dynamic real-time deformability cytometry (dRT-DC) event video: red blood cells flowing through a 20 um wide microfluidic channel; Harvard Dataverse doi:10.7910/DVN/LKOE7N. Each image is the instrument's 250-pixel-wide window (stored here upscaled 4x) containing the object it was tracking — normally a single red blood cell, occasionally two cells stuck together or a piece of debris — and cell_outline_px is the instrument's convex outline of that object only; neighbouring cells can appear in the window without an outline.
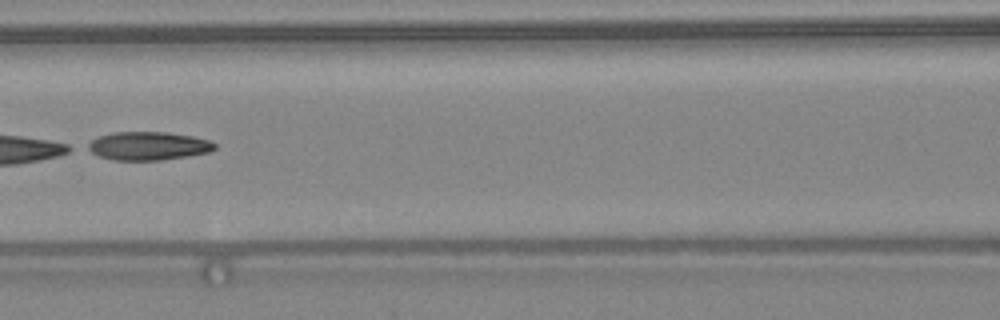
{"species": "common noctule bat (a hibernating species)", "species_latin": "Nyctalus noctula", "temperature_condition": "warm", "stored_images_in_passage": 40, "camera_frame_rate_fps": 3000, "um_per_image_px": 0.085, "animal": {"sex": "female", "body_mass_g": 24.6, "forearm_length_mm": 56.2}, "frame": {"image": 1, "passage_image": 16, "time_ms": 5.0, "image_size_px": [1000, 320], "cell_outline_px": [[216, 148], [208, 152], [188, 156], [160, 160], [112, 160], [96, 156], [84, 148], [84, 144], [100, 136], [112, 132], [168, 132], [192, 136], [208, 140], [216, 144]], "centroid_in_image_um": [12.52, 12.41], "position_along_channel_um": 154.1, "area_um2": 21.21}}
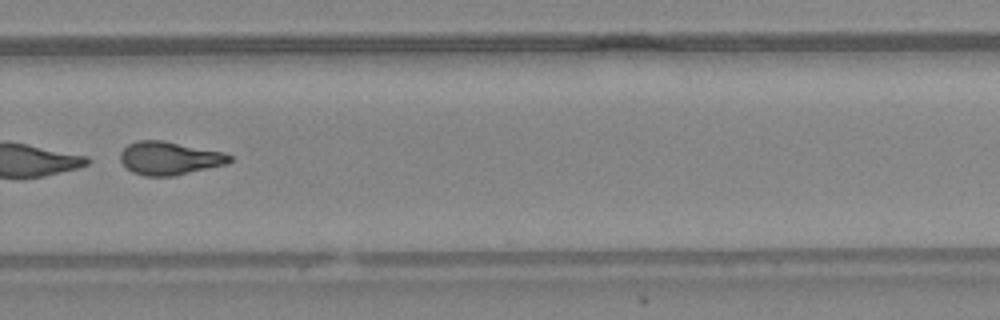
{"frame": {"image": 2, "passage_image": 27, "time_ms": 8.667, "image_size_px": [1000, 320], "cell_outline_px": [[232, 160], [228, 164], [172, 176], [144, 176], [132, 172], [120, 160], [120, 152], [128, 144], [136, 140], [160, 140], [224, 152], [232, 156]], "centroid_in_image_um": [14.4, 13.45], "position_along_channel_um": 315.4, "area_um2": 21.1}}